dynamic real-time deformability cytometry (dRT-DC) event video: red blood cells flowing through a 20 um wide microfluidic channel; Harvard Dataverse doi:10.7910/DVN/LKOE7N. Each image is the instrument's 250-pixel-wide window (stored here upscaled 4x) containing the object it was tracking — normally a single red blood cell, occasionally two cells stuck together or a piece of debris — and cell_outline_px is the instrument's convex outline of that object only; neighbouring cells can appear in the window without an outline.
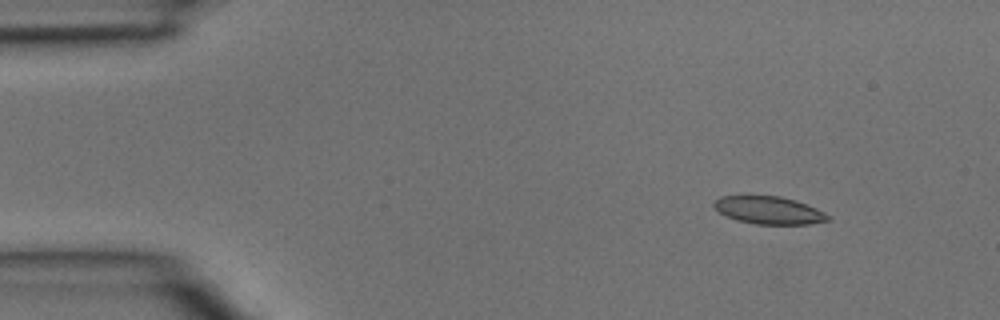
{"species": "common noctule bat (a hibernating species)", "species_latin": "Nyctalus noctula", "temperature_condition": "room temperature", "stored_images_in_passage": 3, "camera_frame_rate_fps": 3000, "um_per_image_px": 0.085, "animal": {"sex": "male", "body_mass_g": 15.6}, "frame": {"image": 1, "passage_image": 1, "time_ms": 0.0, "image_size_px": [1000, 320], "cell_outline_px": [[832, 220], [808, 224], [756, 224], [736, 220], [720, 212], [712, 204], [720, 196], [780, 196], [796, 200], [816, 208], [832, 216]], "centroid_in_image_um": [65.41, 17.87], "position_along_channel_um": 19.6, "area_um2": 18.32}}
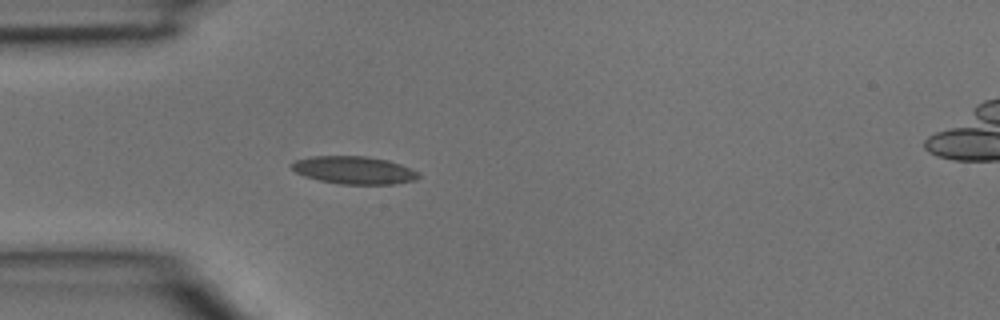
{"frame": {"image": 2, "passage_image": 3, "time_ms": 0.667, "image_size_px": [1000, 320], "cell_outline_px": [[420, 176], [416, 180], [392, 184], [340, 184], [320, 180], [304, 176], [296, 172], [288, 164], [296, 160], [312, 156], [368, 156], [388, 160], [400, 164], [420, 172]], "centroid_in_image_um": [30.1, 14.46], "position_along_channel_um": 54.9, "area_um2": 20.58}}